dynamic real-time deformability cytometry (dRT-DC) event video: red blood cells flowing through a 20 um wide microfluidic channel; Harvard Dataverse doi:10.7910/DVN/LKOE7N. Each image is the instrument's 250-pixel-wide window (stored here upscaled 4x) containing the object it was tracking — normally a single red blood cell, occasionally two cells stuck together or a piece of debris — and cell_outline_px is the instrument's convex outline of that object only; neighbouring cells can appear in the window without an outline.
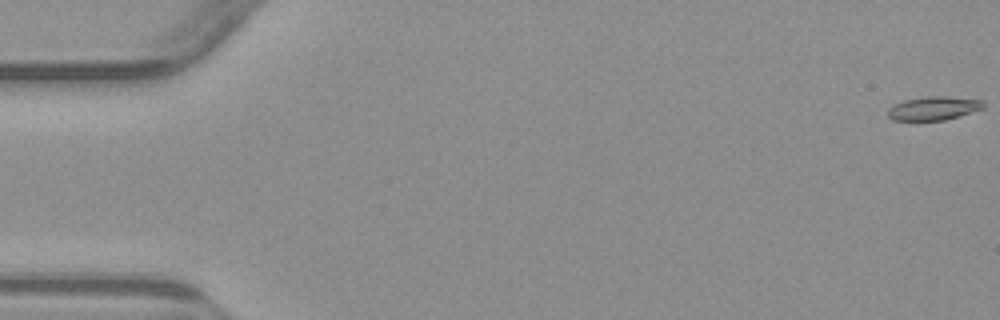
{"species": "common noctule bat (a hibernating species)", "species_latin": "Nyctalus noctula", "temperature_condition": "warm", "stored_images_in_passage": 5, "camera_frame_rate_fps": 3000, "um_per_image_px": 0.085, "animal": {"sex": "male", "body_mass_g": 23.1, "forearm_length_mm": 52.7}, "frame": {"image": 1, "passage_image": 1, "time_ms": 0.0, "image_size_px": [1000, 320], "cell_outline_px": [[984, 108], [944, 120], [892, 120], [888, 116], [888, 108], [904, 100], [924, 96], [948, 96], [984, 100]], "centroid_in_image_um": [79.36, 9.19], "position_along_channel_um": 5.6, "area_um2": 13.12}}
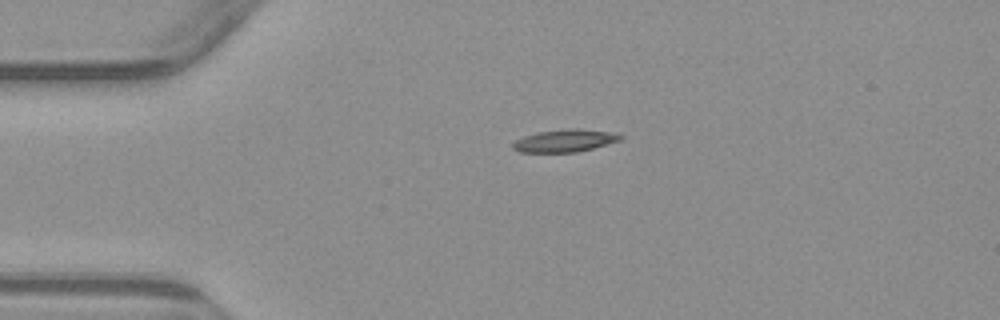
{"frame": {"image": 2, "passage_image": 4, "time_ms": 4.0, "image_size_px": [1000, 320], "cell_outline_px": [[624, 136], [620, 140], [592, 148], [576, 152], [520, 152], [512, 148], [512, 144], [516, 140], [524, 136], [540, 132], [572, 128], [612, 132]], "centroid_in_image_um": [48.0, 11.96], "position_along_channel_um": 37.0, "area_um2": 13.81}}